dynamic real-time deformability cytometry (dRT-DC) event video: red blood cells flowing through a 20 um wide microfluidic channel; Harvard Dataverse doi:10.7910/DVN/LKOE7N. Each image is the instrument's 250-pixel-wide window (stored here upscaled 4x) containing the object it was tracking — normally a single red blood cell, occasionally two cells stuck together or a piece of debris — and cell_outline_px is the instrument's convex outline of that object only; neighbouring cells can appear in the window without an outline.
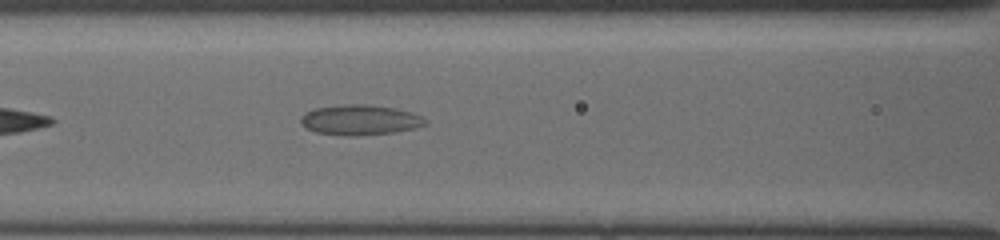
{"species": "common noctule bat (a hibernating species)", "species_latin": "Nyctalus noctula", "temperature_condition": "cold", "stored_images_in_passage": 8, "camera_frame_rate_fps": 3000, "um_per_image_px": 0.085, "animal": {"sex": "female", "body_mass_g": 19.5, "forearm_length_mm": 54.1}, "frame": {"image": 1, "passage_image": 8, "time_ms": 4.333, "image_size_px": [1000, 240], "cell_outline_px": [[428, 124], [412, 128], [392, 132], [356, 136], [344, 136], [316, 132], [304, 128], [300, 124], [300, 116], [316, 108], [348, 104], [364, 104], [396, 108], [420, 116], [428, 120]], "centroid_in_image_um": [30.56, 10.2], "position_along_channel_um": 136.0, "area_um2": 21.79}}